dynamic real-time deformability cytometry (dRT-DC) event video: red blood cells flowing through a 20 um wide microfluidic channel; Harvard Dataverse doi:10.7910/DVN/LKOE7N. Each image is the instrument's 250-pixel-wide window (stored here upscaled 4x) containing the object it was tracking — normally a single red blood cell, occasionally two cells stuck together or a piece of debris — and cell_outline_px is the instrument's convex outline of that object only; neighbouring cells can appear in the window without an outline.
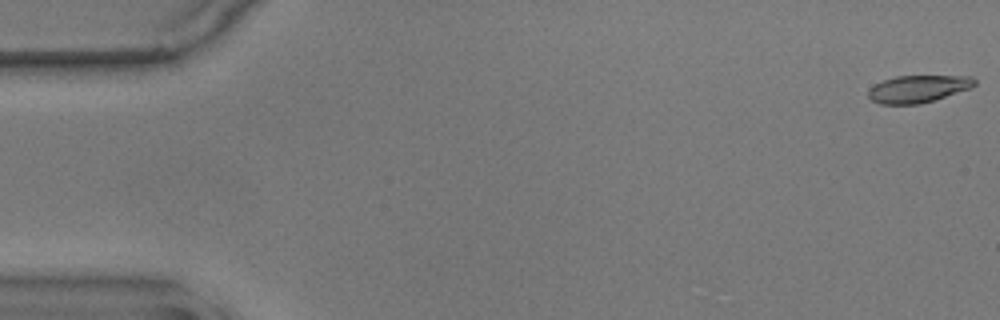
{"species": "common noctule bat (a hibernating species)", "species_latin": "Nyctalus noctula", "temperature_condition": "warm", "stored_images_in_passage": 57, "camera_frame_rate_fps": 3000, "um_per_image_px": 0.085, "animal": {"sex": "male", "body_mass_g": 17.9}, "frame": {"image": 1, "passage_image": 1, "time_ms": 0.0, "image_size_px": [1000, 320], "cell_outline_px": [[976, 84], [968, 88], [920, 104], [880, 104], [872, 100], [868, 96], [868, 88], [884, 80], [896, 76], [972, 76], [976, 80]], "centroid_in_image_um": [77.99, 7.54], "position_along_channel_um": 7.0, "area_um2": 16.59}}
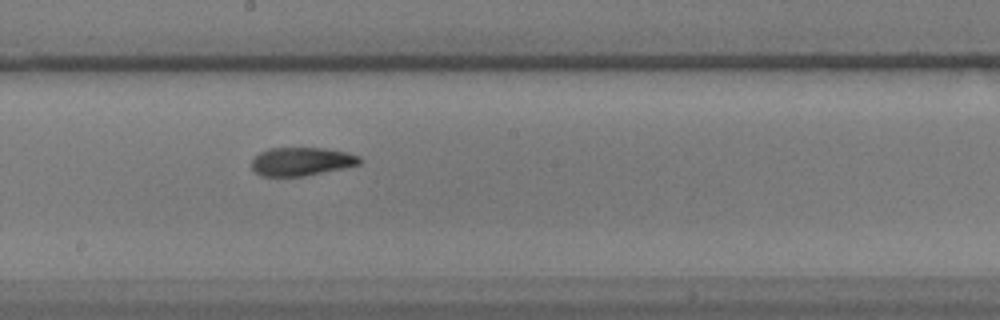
{"frame": {"image": 2, "passage_image": 31, "time_ms": 10.0, "image_size_px": [1000, 320], "cell_outline_px": [[364, 160], [360, 164], [344, 168], [304, 176], [260, 176], [252, 168], [252, 160], [260, 152], [268, 148], [324, 148], [348, 152], [360, 156]], "centroid_in_image_um": [25.67, 13.72], "position_along_channel_um": 222.5, "area_um2": 17.98}}
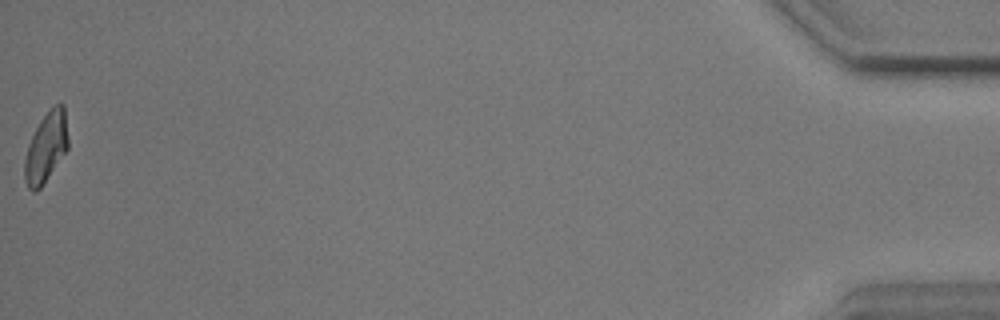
{"frame": {"image": 3, "passage_image": 57, "time_ms": 18.667, "image_size_px": [1000, 320], "cell_outline_px": [[68, 148], [40, 188], [36, 192], [32, 192], [28, 188], [24, 180], [24, 160], [28, 144], [40, 120], [56, 104], [64, 104], [68, 140]], "centroid_in_image_um": [3.9, 12.55], "position_along_channel_um": 431.3, "area_um2": 17.51}, "authors_computed_cell_mechanics": {"area_um2": 18.0336, "velocity_mm_per_s": 3.5577, "shape_relaxation_time_tau1_ms": 9.826, "shape_relaxation_time_tau2_ms": 2.0554, "deformation_change_tau1": 0.2656, "deformation_change_tau2": 0.0778}}